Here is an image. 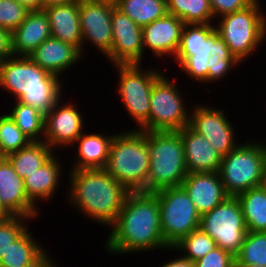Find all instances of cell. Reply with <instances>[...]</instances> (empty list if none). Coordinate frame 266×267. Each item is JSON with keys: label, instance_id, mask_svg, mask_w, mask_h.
Masks as SVG:
<instances>
[{"label": "cell", "instance_id": "obj_4", "mask_svg": "<svg viewBox=\"0 0 266 267\" xmlns=\"http://www.w3.org/2000/svg\"><path fill=\"white\" fill-rule=\"evenodd\" d=\"M63 86L64 79L40 68L28 56H12L0 61V88L15 101L32 106L44 116L64 96Z\"/></svg>", "mask_w": 266, "mask_h": 267}, {"label": "cell", "instance_id": "obj_24", "mask_svg": "<svg viewBox=\"0 0 266 267\" xmlns=\"http://www.w3.org/2000/svg\"><path fill=\"white\" fill-rule=\"evenodd\" d=\"M80 2L53 5L44 8L51 31V37L75 47L83 58V39L80 30Z\"/></svg>", "mask_w": 266, "mask_h": 267}, {"label": "cell", "instance_id": "obj_28", "mask_svg": "<svg viewBox=\"0 0 266 267\" xmlns=\"http://www.w3.org/2000/svg\"><path fill=\"white\" fill-rule=\"evenodd\" d=\"M247 231L266 232V188L261 185L236 196Z\"/></svg>", "mask_w": 266, "mask_h": 267}, {"label": "cell", "instance_id": "obj_26", "mask_svg": "<svg viewBox=\"0 0 266 267\" xmlns=\"http://www.w3.org/2000/svg\"><path fill=\"white\" fill-rule=\"evenodd\" d=\"M51 37L50 25L43 9L29 11L24 21L12 32L14 56H29L47 38Z\"/></svg>", "mask_w": 266, "mask_h": 267}, {"label": "cell", "instance_id": "obj_30", "mask_svg": "<svg viewBox=\"0 0 266 267\" xmlns=\"http://www.w3.org/2000/svg\"><path fill=\"white\" fill-rule=\"evenodd\" d=\"M116 8L141 27L168 13L167 0H120Z\"/></svg>", "mask_w": 266, "mask_h": 267}, {"label": "cell", "instance_id": "obj_19", "mask_svg": "<svg viewBox=\"0 0 266 267\" xmlns=\"http://www.w3.org/2000/svg\"><path fill=\"white\" fill-rule=\"evenodd\" d=\"M181 186L200 215L212 211L229 197L218 172L188 173Z\"/></svg>", "mask_w": 266, "mask_h": 267}, {"label": "cell", "instance_id": "obj_44", "mask_svg": "<svg viewBox=\"0 0 266 267\" xmlns=\"http://www.w3.org/2000/svg\"><path fill=\"white\" fill-rule=\"evenodd\" d=\"M10 216V214L0 204V221Z\"/></svg>", "mask_w": 266, "mask_h": 267}, {"label": "cell", "instance_id": "obj_32", "mask_svg": "<svg viewBox=\"0 0 266 267\" xmlns=\"http://www.w3.org/2000/svg\"><path fill=\"white\" fill-rule=\"evenodd\" d=\"M216 247V242L207 233L198 228L167 250L177 251L178 254L181 253L183 257L194 263Z\"/></svg>", "mask_w": 266, "mask_h": 267}, {"label": "cell", "instance_id": "obj_13", "mask_svg": "<svg viewBox=\"0 0 266 267\" xmlns=\"http://www.w3.org/2000/svg\"><path fill=\"white\" fill-rule=\"evenodd\" d=\"M224 110L222 107L219 109L198 102L193 108L191 106L189 117V126L203 135L222 157L240 144L235 138L237 128L234 124L232 125L230 122L232 120L228 119V115L226 117L227 111Z\"/></svg>", "mask_w": 266, "mask_h": 267}, {"label": "cell", "instance_id": "obj_10", "mask_svg": "<svg viewBox=\"0 0 266 267\" xmlns=\"http://www.w3.org/2000/svg\"><path fill=\"white\" fill-rule=\"evenodd\" d=\"M143 64H113L118 75V95L127 115L136 123L134 129L139 128L150 113V96L154 82L163 74V70L147 69ZM116 68V69H115ZM124 104V105H123ZM138 126V127H137Z\"/></svg>", "mask_w": 266, "mask_h": 267}, {"label": "cell", "instance_id": "obj_14", "mask_svg": "<svg viewBox=\"0 0 266 267\" xmlns=\"http://www.w3.org/2000/svg\"><path fill=\"white\" fill-rule=\"evenodd\" d=\"M62 100L64 99L61 97L45 115L43 141L53 150L60 147L71 148L76 139L86 130L83 113L78 109L80 106L64 100L65 104Z\"/></svg>", "mask_w": 266, "mask_h": 267}, {"label": "cell", "instance_id": "obj_1", "mask_svg": "<svg viewBox=\"0 0 266 267\" xmlns=\"http://www.w3.org/2000/svg\"><path fill=\"white\" fill-rule=\"evenodd\" d=\"M110 231L105 248L111 256L169 248L162 236L160 207L155 193L130 192Z\"/></svg>", "mask_w": 266, "mask_h": 267}, {"label": "cell", "instance_id": "obj_38", "mask_svg": "<svg viewBox=\"0 0 266 267\" xmlns=\"http://www.w3.org/2000/svg\"><path fill=\"white\" fill-rule=\"evenodd\" d=\"M255 0H210L215 19L223 15L246 9Z\"/></svg>", "mask_w": 266, "mask_h": 267}, {"label": "cell", "instance_id": "obj_11", "mask_svg": "<svg viewBox=\"0 0 266 267\" xmlns=\"http://www.w3.org/2000/svg\"><path fill=\"white\" fill-rule=\"evenodd\" d=\"M160 207V225L165 243L173 247L199 228L200 214L182 186L155 192Z\"/></svg>", "mask_w": 266, "mask_h": 267}, {"label": "cell", "instance_id": "obj_39", "mask_svg": "<svg viewBox=\"0 0 266 267\" xmlns=\"http://www.w3.org/2000/svg\"><path fill=\"white\" fill-rule=\"evenodd\" d=\"M14 56L12 50V32L0 28V61Z\"/></svg>", "mask_w": 266, "mask_h": 267}, {"label": "cell", "instance_id": "obj_12", "mask_svg": "<svg viewBox=\"0 0 266 267\" xmlns=\"http://www.w3.org/2000/svg\"><path fill=\"white\" fill-rule=\"evenodd\" d=\"M199 228L216 242L217 247L236 256L247 234L238 198L229 196L212 211L202 214Z\"/></svg>", "mask_w": 266, "mask_h": 267}, {"label": "cell", "instance_id": "obj_20", "mask_svg": "<svg viewBox=\"0 0 266 267\" xmlns=\"http://www.w3.org/2000/svg\"><path fill=\"white\" fill-rule=\"evenodd\" d=\"M188 173L218 172L222 156L201 134L189 125L180 129Z\"/></svg>", "mask_w": 266, "mask_h": 267}, {"label": "cell", "instance_id": "obj_37", "mask_svg": "<svg viewBox=\"0 0 266 267\" xmlns=\"http://www.w3.org/2000/svg\"><path fill=\"white\" fill-rule=\"evenodd\" d=\"M234 263L235 256L219 247L194 262L195 267H231Z\"/></svg>", "mask_w": 266, "mask_h": 267}, {"label": "cell", "instance_id": "obj_5", "mask_svg": "<svg viewBox=\"0 0 266 267\" xmlns=\"http://www.w3.org/2000/svg\"><path fill=\"white\" fill-rule=\"evenodd\" d=\"M104 169L130 192H147L148 131L133 128L115 133Z\"/></svg>", "mask_w": 266, "mask_h": 267}, {"label": "cell", "instance_id": "obj_43", "mask_svg": "<svg viewBox=\"0 0 266 267\" xmlns=\"http://www.w3.org/2000/svg\"><path fill=\"white\" fill-rule=\"evenodd\" d=\"M90 2H95V3H104V4H109L112 6H117L120 0H87Z\"/></svg>", "mask_w": 266, "mask_h": 267}, {"label": "cell", "instance_id": "obj_6", "mask_svg": "<svg viewBox=\"0 0 266 267\" xmlns=\"http://www.w3.org/2000/svg\"><path fill=\"white\" fill-rule=\"evenodd\" d=\"M147 192L178 187L188 172L180 131H148Z\"/></svg>", "mask_w": 266, "mask_h": 267}, {"label": "cell", "instance_id": "obj_46", "mask_svg": "<svg viewBox=\"0 0 266 267\" xmlns=\"http://www.w3.org/2000/svg\"><path fill=\"white\" fill-rule=\"evenodd\" d=\"M241 267H261L260 265H240Z\"/></svg>", "mask_w": 266, "mask_h": 267}, {"label": "cell", "instance_id": "obj_21", "mask_svg": "<svg viewBox=\"0 0 266 267\" xmlns=\"http://www.w3.org/2000/svg\"><path fill=\"white\" fill-rule=\"evenodd\" d=\"M28 57L40 68L61 80L62 74L83 58L75 47L54 37L47 38Z\"/></svg>", "mask_w": 266, "mask_h": 267}, {"label": "cell", "instance_id": "obj_40", "mask_svg": "<svg viewBox=\"0 0 266 267\" xmlns=\"http://www.w3.org/2000/svg\"><path fill=\"white\" fill-rule=\"evenodd\" d=\"M169 260L167 262L163 261L165 263L164 264L162 263V265L159 267H195V264L192 261L183 257L182 255L181 256L178 255L176 259L175 258L173 259L172 257V259Z\"/></svg>", "mask_w": 266, "mask_h": 267}, {"label": "cell", "instance_id": "obj_31", "mask_svg": "<svg viewBox=\"0 0 266 267\" xmlns=\"http://www.w3.org/2000/svg\"><path fill=\"white\" fill-rule=\"evenodd\" d=\"M15 104V105H14ZM7 114L32 141H43L45 116L32 106L19 101L13 102Z\"/></svg>", "mask_w": 266, "mask_h": 267}, {"label": "cell", "instance_id": "obj_42", "mask_svg": "<svg viewBox=\"0 0 266 267\" xmlns=\"http://www.w3.org/2000/svg\"><path fill=\"white\" fill-rule=\"evenodd\" d=\"M81 0H42V9L47 8L53 5H61V4H68V3H77Z\"/></svg>", "mask_w": 266, "mask_h": 267}, {"label": "cell", "instance_id": "obj_15", "mask_svg": "<svg viewBox=\"0 0 266 267\" xmlns=\"http://www.w3.org/2000/svg\"><path fill=\"white\" fill-rule=\"evenodd\" d=\"M115 6L81 0L79 6L80 30L83 39V55L87 44L106 57L112 48L111 17Z\"/></svg>", "mask_w": 266, "mask_h": 267}, {"label": "cell", "instance_id": "obj_45", "mask_svg": "<svg viewBox=\"0 0 266 267\" xmlns=\"http://www.w3.org/2000/svg\"><path fill=\"white\" fill-rule=\"evenodd\" d=\"M263 186L266 188V164H265V171H264Z\"/></svg>", "mask_w": 266, "mask_h": 267}, {"label": "cell", "instance_id": "obj_7", "mask_svg": "<svg viewBox=\"0 0 266 267\" xmlns=\"http://www.w3.org/2000/svg\"><path fill=\"white\" fill-rule=\"evenodd\" d=\"M217 22L215 29L242 64L266 42V14L260 0H255L246 9L221 16Z\"/></svg>", "mask_w": 266, "mask_h": 267}, {"label": "cell", "instance_id": "obj_16", "mask_svg": "<svg viewBox=\"0 0 266 267\" xmlns=\"http://www.w3.org/2000/svg\"><path fill=\"white\" fill-rule=\"evenodd\" d=\"M111 25L112 48L106 56L109 63L142 64L144 61L142 27L116 7L112 11Z\"/></svg>", "mask_w": 266, "mask_h": 267}, {"label": "cell", "instance_id": "obj_41", "mask_svg": "<svg viewBox=\"0 0 266 267\" xmlns=\"http://www.w3.org/2000/svg\"><path fill=\"white\" fill-rule=\"evenodd\" d=\"M21 5L25 6L29 11L41 10L42 0H16Z\"/></svg>", "mask_w": 266, "mask_h": 267}, {"label": "cell", "instance_id": "obj_18", "mask_svg": "<svg viewBox=\"0 0 266 267\" xmlns=\"http://www.w3.org/2000/svg\"><path fill=\"white\" fill-rule=\"evenodd\" d=\"M0 204L10 215L35 220L41 214V209H38L25 193L24 179L14 171L6 157H0Z\"/></svg>", "mask_w": 266, "mask_h": 267}, {"label": "cell", "instance_id": "obj_36", "mask_svg": "<svg viewBox=\"0 0 266 267\" xmlns=\"http://www.w3.org/2000/svg\"><path fill=\"white\" fill-rule=\"evenodd\" d=\"M28 13L29 10L16 0H0V28L13 32Z\"/></svg>", "mask_w": 266, "mask_h": 267}, {"label": "cell", "instance_id": "obj_35", "mask_svg": "<svg viewBox=\"0 0 266 267\" xmlns=\"http://www.w3.org/2000/svg\"><path fill=\"white\" fill-rule=\"evenodd\" d=\"M28 221L32 219L18 215H10L0 221V261L13 242L28 229Z\"/></svg>", "mask_w": 266, "mask_h": 267}, {"label": "cell", "instance_id": "obj_34", "mask_svg": "<svg viewBox=\"0 0 266 267\" xmlns=\"http://www.w3.org/2000/svg\"><path fill=\"white\" fill-rule=\"evenodd\" d=\"M32 140L25 135L5 112L0 114V157L28 146Z\"/></svg>", "mask_w": 266, "mask_h": 267}, {"label": "cell", "instance_id": "obj_27", "mask_svg": "<svg viewBox=\"0 0 266 267\" xmlns=\"http://www.w3.org/2000/svg\"><path fill=\"white\" fill-rule=\"evenodd\" d=\"M56 152L45 141H32L28 146L8 154L6 158L12 164L14 171L25 179Z\"/></svg>", "mask_w": 266, "mask_h": 267}, {"label": "cell", "instance_id": "obj_47", "mask_svg": "<svg viewBox=\"0 0 266 267\" xmlns=\"http://www.w3.org/2000/svg\"><path fill=\"white\" fill-rule=\"evenodd\" d=\"M231 267H241V266L238 265V264L235 262Z\"/></svg>", "mask_w": 266, "mask_h": 267}, {"label": "cell", "instance_id": "obj_3", "mask_svg": "<svg viewBox=\"0 0 266 267\" xmlns=\"http://www.w3.org/2000/svg\"><path fill=\"white\" fill-rule=\"evenodd\" d=\"M67 201L88 221L110 228L117 220L130 191L105 169L68 171ZM69 186V187H68Z\"/></svg>", "mask_w": 266, "mask_h": 267}, {"label": "cell", "instance_id": "obj_22", "mask_svg": "<svg viewBox=\"0 0 266 267\" xmlns=\"http://www.w3.org/2000/svg\"><path fill=\"white\" fill-rule=\"evenodd\" d=\"M115 132L108 133L83 132L73 143L76 154L70 164V170L104 169L109 157V151Z\"/></svg>", "mask_w": 266, "mask_h": 267}, {"label": "cell", "instance_id": "obj_17", "mask_svg": "<svg viewBox=\"0 0 266 267\" xmlns=\"http://www.w3.org/2000/svg\"><path fill=\"white\" fill-rule=\"evenodd\" d=\"M185 23L182 19L167 13L165 16L142 27L143 58L151 51L157 59L175 57ZM148 48V49H147Z\"/></svg>", "mask_w": 266, "mask_h": 267}, {"label": "cell", "instance_id": "obj_23", "mask_svg": "<svg viewBox=\"0 0 266 267\" xmlns=\"http://www.w3.org/2000/svg\"><path fill=\"white\" fill-rule=\"evenodd\" d=\"M27 229L13 242L0 261L1 267H57L58 263L50 257L48 249ZM39 242V243H38ZM59 267V266H58Z\"/></svg>", "mask_w": 266, "mask_h": 267}, {"label": "cell", "instance_id": "obj_33", "mask_svg": "<svg viewBox=\"0 0 266 267\" xmlns=\"http://www.w3.org/2000/svg\"><path fill=\"white\" fill-rule=\"evenodd\" d=\"M238 265L266 267V232L247 231L240 251L235 256Z\"/></svg>", "mask_w": 266, "mask_h": 267}, {"label": "cell", "instance_id": "obj_8", "mask_svg": "<svg viewBox=\"0 0 266 267\" xmlns=\"http://www.w3.org/2000/svg\"><path fill=\"white\" fill-rule=\"evenodd\" d=\"M249 140L222 157L218 173L229 196L263 185L266 140Z\"/></svg>", "mask_w": 266, "mask_h": 267}, {"label": "cell", "instance_id": "obj_29", "mask_svg": "<svg viewBox=\"0 0 266 267\" xmlns=\"http://www.w3.org/2000/svg\"><path fill=\"white\" fill-rule=\"evenodd\" d=\"M167 10L185 24L216 23L210 0H167Z\"/></svg>", "mask_w": 266, "mask_h": 267}, {"label": "cell", "instance_id": "obj_9", "mask_svg": "<svg viewBox=\"0 0 266 267\" xmlns=\"http://www.w3.org/2000/svg\"><path fill=\"white\" fill-rule=\"evenodd\" d=\"M177 80L178 76L170 79L164 72L154 82L150 96L149 118L137 129L179 131L189 125L191 109L187 108V103L183 100V92L178 88Z\"/></svg>", "mask_w": 266, "mask_h": 267}, {"label": "cell", "instance_id": "obj_2", "mask_svg": "<svg viewBox=\"0 0 266 267\" xmlns=\"http://www.w3.org/2000/svg\"><path fill=\"white\" fill-rule=\"evenodd\" d=\"M173 61L191 80L205 85L220 82L240 63L230 52L215 24H185ZM208 83V84H207Z\"/></svg>", "mask_w": 266, "mask_h": 267}, {"label": "cell", "instance_id": "obj_25", "mask_svg": "<svg viewBox=\"0 0 266 267\" xmlns=\"http://www.w3.org/2000/svg\"><path fill=\"white\" fill-rule=\"evenodd\" d=\"M58 155L54 154L39 169L24 179L25 193L38 209H40V202L54 199L56 190L62 186L60 179L64 176L61 164L63 162Z\"/></svg>", "mask_w": 266, "mask_h": 267}]
</instances>
